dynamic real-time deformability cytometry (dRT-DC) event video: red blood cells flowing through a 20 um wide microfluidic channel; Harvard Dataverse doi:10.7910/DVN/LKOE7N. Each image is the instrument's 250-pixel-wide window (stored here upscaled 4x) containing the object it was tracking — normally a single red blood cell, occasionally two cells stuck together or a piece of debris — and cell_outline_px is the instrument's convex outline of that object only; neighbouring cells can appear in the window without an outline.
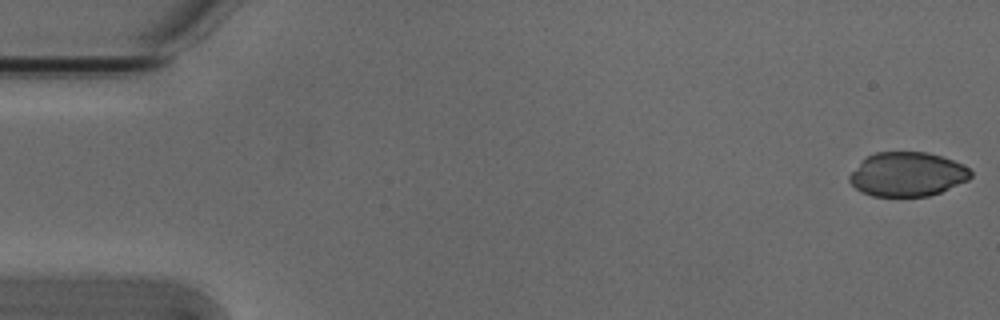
{"species": "Egyptian fruit bat (a non-hibernating species)", "species_latin": "Rousettus aegyptiacus", "temperature_condition": "cold", "stored_images_in_passage": 53, "camera_frame_rate_fps": 3000, "um_per_image_px": 0.085, "animal": {"sex": "male"}, "frame": {"image": 1, "passage_image": 1, "time_ms": 0.0, "image_size_px": [1000, 320], "cell_outline_px": [[972, 176], [968, 180], [940, 192], [928, 196], [872, 196], [860, 192], [848, 180], [848, 176], [868, 156], [876, 152], [928, 152], [964, 164], [972, 172]], "centroid_in_image_um": [77.14, 14.82], "position_along_channel_um": 7.9, "area_um2": 31.04}}
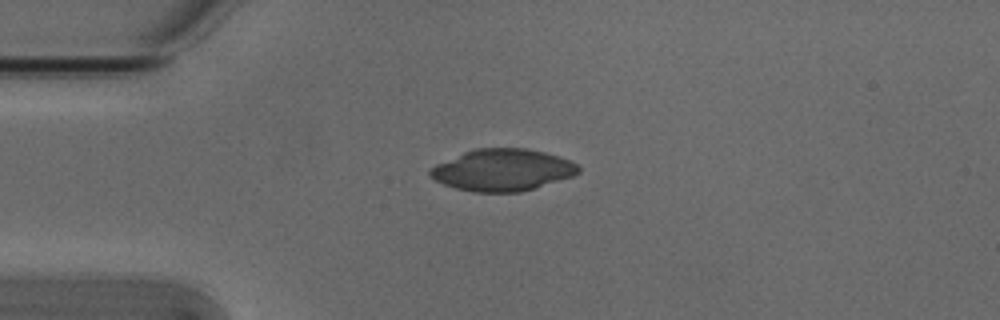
{"frame": {"image": 2, "passage_image": 13, "time_ms": 4.0, "image_size_px": [1000, 320], "cell_outline_px": [[580, 172], [572, 176], [520, 192], [476, 192], [456, 188], [444, 184], [428, 176], [428, 172], [436, 164], [464, 152], [476, 148], [524, 148], [544, 152], [568, 160], [576, 164], [580, 168]], "centroid_in_image_um": [42.69, 14.45], "position_along_channel_um": 42.3, "area_um2": 35.72}}
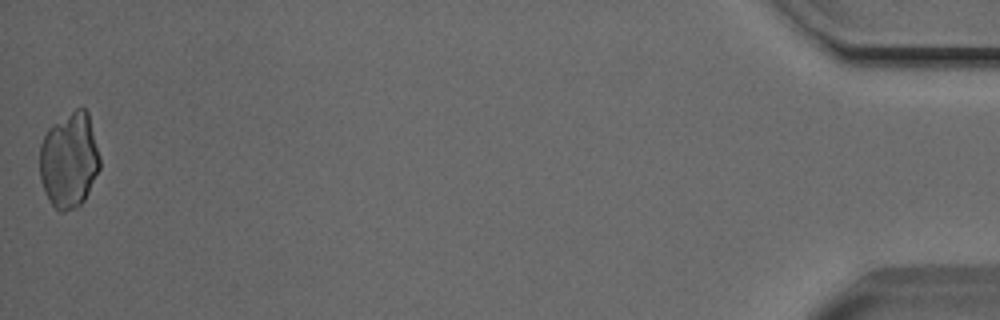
{"frame": {"image": 3, "passage_image": 53, "time_ms": 17.333, "image_size_px": [1000, 320], "cell_outline_px": [[100, 168], [84, 200], [76, 208], [64, 212], [60, 212], [52, 204], [44, 192], [40, 180], [40, 144], [48, 128], [52, 124], [76, 108], [84, 108], [88, 112], [100, 156]], "centroid_in_image_um": [5.87, 13.62], "position_along_channel_um": 429.3, "area_um2": 33.58}}